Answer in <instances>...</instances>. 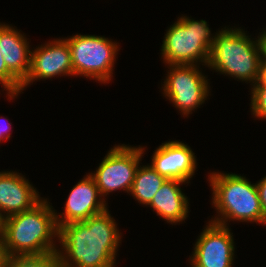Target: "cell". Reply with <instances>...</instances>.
Wrapping results in <instances>:
<instances>
[{
	"label": "cell",
	"instance_id": "1",
	"mask_svg": "<svg viewBox=\"0 0 266 267\" xmlns=\"http://www.w3.org/2000/svg\"><path fill=\"white\" fill-rule=\"evenodd\" d=\"M115 219L106 209L84 221L59 228V254L68 267H115L121 239Z\"/></svg>",
	"mask_w": 266,
	"mask_h": 267
},
{
	"label": "cell",
	"instance_id": "2",
	"mask_svg": "<svg viewBox=\"0 0 266 267\" xmlns=\"http://www.w3.org/2000/svg\"><path fill=\"white\" fill-rule=\"evenodd\" d=\"M52 209L47 199H42L32 209L4 218L2 237L11 259L59 250L52 240L59 238L56 212Z\"/></svg>",
	"mask_w": 266,
	"mask_h": 267
},
{
	"label": "cell",
	"instance_id": "3",
	"mask_svg": "<svg viewBox=\"0 0 266 267\" xmlns=\"http://www.w3.org/2000/svg\"><path fill=\"white\" fill-rule=\"evenodd\" d=\"M255 41L236 28H227L214 36L207 66L225 75L255 84L264 55L262 34Z\"/></svg>",
	"mask_w": 266,
	"mask_h": 267
},
{
	"label": "cell",
	"instance_id": "4",
	"mask_svg": "<svg viewBox=\"0 0 266 267\" xmlns=\"http://www.w3.org/2000/svg\"><path fill=\"white\" fill-rule=\"evenodd\" d=\"M208 177L213 190L212 204L219 214L212 222L227 226L231 219L264 224L256 184L235 173L212 172Z\"/></svg>",
	"mask_w": 266,
	"mask_h": 267
},
{
	"label": "cell",
	"instance_id": "5",
	"mask_svg": "<svg viewBox=\"0 0 266 267\" xmlns=\"http://www.w3.org/2000/svg\"><path fill=\"white\" fill-rule=\"evenodd\" d=\"M213 41L205 20L184 16L167 30L161 54L168 65H197L198 61L207 65Z\"/></svg>",
	"mask_w": 266,
	"mask_h": 267
},
{
	"label": "cell",
	"instance_id": "6",
	"mask_svg": "<svg viewBox=\"0 0 266 267\" xmlns=\"http://www.w3.org/2000/svg\"><path fill=\"white\" fill-rule=\"evenodd\" d=\"M71 51L73 76L107 83L111 80L118 45L108 38L76 34L65 39Z\"/></svg>",
	"mask_w": 266,
	"mask_h": 267
},
{
	"label": "cell",
	"instance_id": "7",
	"mask_svg": "<svg viewBox=\"0 0 266 267\" xmlns=\"http://www.w3.org/2000/svg\"><path fill=\"white\" fill-rule=\"evenodd\" d=\"M144 151L124 144L111 148L95 174H90L102 197L120 189L130 193Z\"/></svg>",
	"mask_w": 266,
	"mask_h": 267
},
{
	"label": "cell",
	"instance_id": "8",
	"mask_svg": "<svg viewBox=\"0 0 266 267\" xmlns=\"http://www.w3.org/2000/svg\"><path fill=\"white\" fill-rule=\"evenodd\" d=\"M162 87L164 96L185 115L202 105L209 95L208 79L197 65H169Z\"/></svg>",
	"mask_w": 266,
	"mask_h": 267
},
{
	"label": "cell",
	"instance_id": "9",
	"mask_svg": "<svg viewBox=\"0 0 266 267\" xmlns=\"http://www.w3.org/2000/svg\"><path fill=\"white\" fill-rule=\"evenodd\" d=\"M234 250L228 226L209 221L197 239L190 264L192 267H232Z\"/></svg>",
	"mask_w": 266,
	"mask_h": 267
},
{
	"label": "cell",
	"instance_id": "10",
	"mask_svg": "<svg viewBox=\"0 0 266 267\" xmlns=\"http://www.w3.org/2000/svg\"><path fill=\"white\" fill-rule=\"evenodd\" d=\"M57 75L73 76L71 51L65 38L54 39L31 51L30 70L21 85V92L35 80L48 79Z\"/></svg>",
	"mask_w": 266,
	"mask_h": 267
},
{
	"label": "cell",
	"instance_id": "11",
	"mask_svg": "<svg viewBox=\"0 0 266 267\" xmlns=\"http://www.w3.org/2000/svg\"><path fill=\"white\" fill-rule=\"evenodd\" d=\"M100 197L102 196L93 177L90 174L86 175L70 191L65 203L64 216L55 213L58 228L104 212L108 208L106 201Z\"/></svg>",
	"mask_w": 266,
	"mask_h": 267
},
{
	"label": "cell",
	"instance_id": "12",
	"mask_svg": "<svg viewBox=\"0 0 266 267\" xmlns=\"http://www.w3.org/2000/svg\"><path fill=\"white\" fill-rule=\"evenodd\" d=\"M151 166L166 179L188 181L196 170L194 152L179 141L162 143L154 152Z\"/></svg>",
	"mask_w": 266,
	"mask_h": 267
},
{
	"label": "cell",
	"instance_id": "13",
	"mask_svg": "<svg viewBox=\"0 0 266 267\" xmlns=\"http://www.w3.org/2000/svg\"><path fill=\"white\" fill-rule=\"evenodd\" d=\"M28 181L17 172H0V215L3 218L30 210L42 200Z\"/></svg>",
	"mask_w": 266,
	"mask_h": 267
},
{
	"label": "cell",
	"instance_id": "14",
	"mask_svg": "<svg viewBox=\"0 0 266 267\" xmlns=\"http://www.w3.org/2000/svg\"><path fill=\"white\" fill-rule=\"evenodd\" d=\"M0 49L8 70L23 83L30 70L31 51L24 34L0 23Z\"/></svg>",
	"mask_w": 266,
	"mask_h": 267
},
{
	"label": "cell",
	"instance_id": "15",
	"mask_svg": "<svg viewBox=\"0 0 266 267\" xmlns=\"http://www.w3.org/2000/svg\"><path fill=\"white\" fill-rule=\"evenodd\" d=\"M187 183L181 180L166 179L161 188L148 204L157 215L165 219L168 223L175 224L188 217V199L182 193L180 184Z\"/></svg>",
	"mask_w": 266,
	"mask_h": 267
},
{
	"label": "cell",
	"instance_id": "16",
	"mask_svg": "<svg viewBox=\"0 0 266 267\" xmlns=\"http://www.w3.org/2000/svg\"><path fill=\"white\" fill-rule=\"evenodd\" d=\"M166 178L160 175L151 165L138 167L130 194L140 202L148 205Z\"/></svg>",
	"mask_w": 266,
	"mask_h": 267
},
{
	"label": "cell",
	"instance_id": "17",
	"mask_svg": "<svg viewBox=\"0 0 266 267\" xmlns=\"http://www.w3.org/2000/svg\"><path fill=\"white\" fill-rule=\"evenodd\" d=\"M9 267H68L58 251L41 255H22L11 259Z\"/></svg>",
	"mask_w": 266,
	"mask_h": 267
},
{
	"label": "cell",
	"instance_id": "18",
	"mask_svg": "<svg viewBox=\"0 0 266 267\" xmlns=\"http://www.w3.org/2000/svg\"><path fill=\"white\" fill-rule=\"evenodd\" d=\"M0 83L8 91V97L14 98L21 92L22 83L8 70L0 49Z\"/></svg>",
	"mask_w": 266,
	"mask_h": 267
},
{
	"label": "cell",
	"instance_id": "19",
	"mask_svg": "<svg viewBox=\"0 0 266 267\" xmlns=\"http://www.w3.org/2000/svg\"><path fill=\"white\" fill-rule=\"evenodd\" d=\"M251 108L254 117L266 119V87H252Z\"/></svg>",
	"mask_w": 266,
	"mask_h": 267
},
{
	"label": "cell",
	"instance_id": "20",
	"mask_svg": "<svg viewBox=\"0 0 266 267\" xmlns=\"http://www.w3.org/2000/svg\"><path fill=\"white\" fill-rule=\"evenodd\" d=\"M261 208L263 211L264 224H266V176L256 183Z\"/></svg>",
	"mask_w": 266,
	"mask_h": 267
},
{
	"label": "cell",
	"instance_id": "21",
	"mask_svg": "<svg viewBox=\"0 0 266 267\" xmlns=\"http://www.w3.org/2000/svg\"><path fill=\"white\" fill-rule=\"evenodd\" d=\"M253 87H266V55L264 54L261 58L258 78L255 84H252Z\"/></svg>",
	"mask_w": 266,
	"mask_h": 267
},
{
	"label": "cell",
	"instance_id": "22",
	"mask_svg": "<svg viewBox=\"0 0 266 267\" xmlns=\"http://www.w3.org/2000/svg\"><path fill=\"white\" fill-rule=\"evenodd\" d=\"M11 258L9 257L3 237H0V267H9Z\"/></svg>",
	"mask_w": 266,
	"mask_h": 267
},
{
	"label": "cell",
	"instance_id": "23",
	"mask_svg": "<svg viewBox=\"0 0 266 267\" xmlns=\"http://www.w3.org/2000/svg\"><path fill=\"white\" fill-rule=\"evenodd\" d=\"M1 119H4V118H2L1 116H0V120ZM7 123V122H6ZM10 128H12L11 127V123H7L6 125H4L3 126V124L1 125L0 124V143H1V140H8V139H10V134L8 133L9 131H11L10 130ZM5 134H6V136H5Z\"/></svg>",
	"mask_w": 266,
	"mask_h": 267
},
{
	"label": "cell",
	"instance_id": "24",
	"mask_svg": "<svg viewBox=\"0 0 266 267\" xmlns=\"http://www.w3.org/2000/svg\"><path fill=\"white\" fill-rule=\"evenodd\" d=\"M3 222L4 218L0 215V237L3 235Z\"/></svg>",
	"mask_w": 266,
	"mask_h": 267
},
{
	"label": "cell",
	"instance_id": "25",
	"mask_svg": "<svg viewBox=\"0 0 266 267\" xmlns=\"http://www.w3.org/2000/svg\"><path fill=\"white\" fill-rule=\"evenodd\" d=\"M263 44H264V54L266 55V31L262 33Z\"/></svg>",
	"mask_w": 266,
	"mask_h": 267
}]
</instances>
